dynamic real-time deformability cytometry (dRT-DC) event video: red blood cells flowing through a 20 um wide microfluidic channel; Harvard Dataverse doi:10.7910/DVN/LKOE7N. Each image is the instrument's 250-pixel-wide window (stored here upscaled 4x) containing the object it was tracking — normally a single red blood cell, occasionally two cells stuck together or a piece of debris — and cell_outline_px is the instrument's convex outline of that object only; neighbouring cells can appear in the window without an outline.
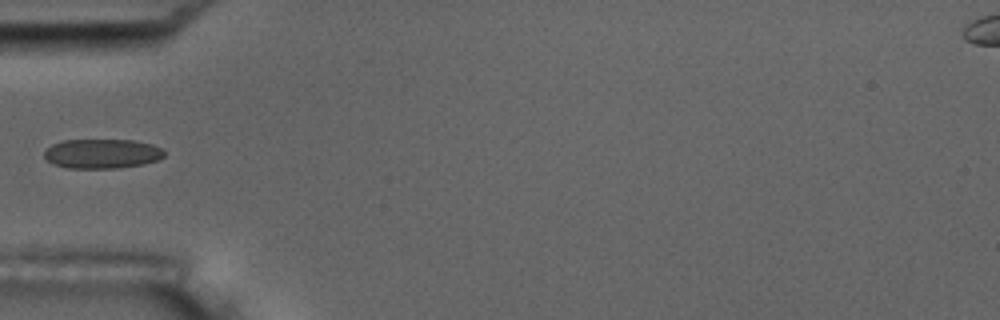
{"species": "common noctule bat (a hibernating species)", "species_latin": "Nyctalus noctula", "temperature_condition": "room temperature", "stored_images_in_passage": 15, "camera_frame_rate_fps": 3000, "um_per_image_px": 0.085, "animal": {"sex": "male", "body_mass_g": 17.5, "forearm_length_mm": 52.3}, "frame": {"image": 1, "passage_image": 5, "time_ms": 5.667, "image_size_px": [1000, 320], "cell_outline_px": [[164, 156], [156, 160], [144, 164], [120, 168], [68, 168], [52, 164], [44, 156], [44, 152], [52, 144], [64, 140], [132, 140], [152, 144], [160, 148], [164, 152]], "centroid_in_image_um": [8.66, 13.07], "position_along_channel_um": 76.3, "area_um2": 20.58}}
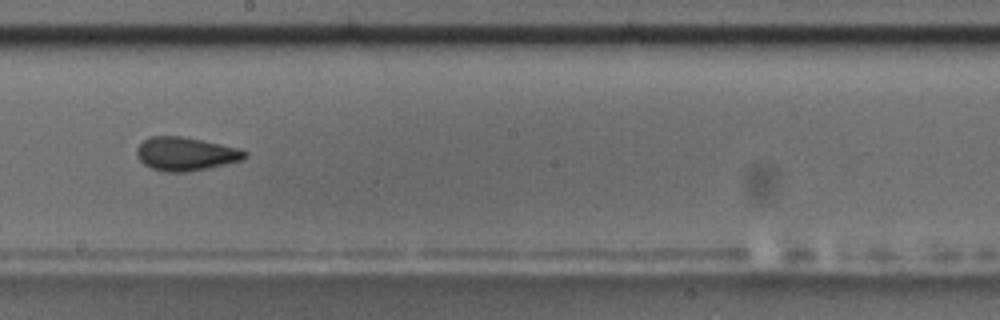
{"frame": {"image": 2, "passage_image": 9, "time_ms": 10.0, "image_size_px": [1000, 320], "cell_outline_px": [[248, 156], [244, 160], [208, 168], [188, 172], [164, 172], [152, 168], [144, 164], [136, 156], [136, 148], [144, 140], [152, 136], [180, 136], [204, 140], [236, 148], [248, 152]], "centroid_in_image_um": [15.79, 13.08], "position_along_channel_um": 232.4, "area_um2": 21.15}, "authors_computed_cell_mechanics": {"area_um2": 20.4612, "velocity_mm_per_s": 3.5979, "shape_relaxation_time_tau1_ms": null, "shape_relaxation_time_tau2_ms": 1.4214, "deformation_change_tau1": null, "deformation_change_tau2": 0.074}}